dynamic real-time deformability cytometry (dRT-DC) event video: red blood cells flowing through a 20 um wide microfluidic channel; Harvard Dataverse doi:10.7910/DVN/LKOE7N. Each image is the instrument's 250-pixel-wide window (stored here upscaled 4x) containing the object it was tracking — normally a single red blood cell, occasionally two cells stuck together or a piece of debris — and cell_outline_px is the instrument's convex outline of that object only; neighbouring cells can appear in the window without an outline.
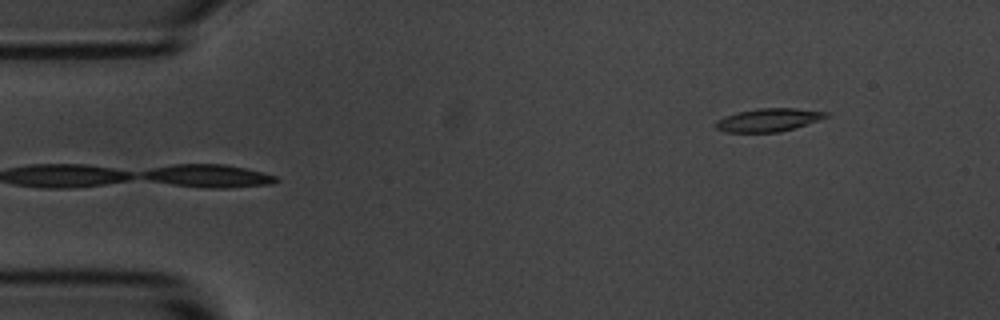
{"species": "common noctule bat (a hibernating species)", "species_latin": "Nyctalus noctula", "temperature_condition": "room temperature", "stored_images_in_passage": 5, "segment_of_instrument_passage": [2, 2], "camera_frame_rate_fps": 3000, "um_per_image_px": 0.085, "animal": {"sex": "male", "body_mass_g": 20.1, "forearm_length_mm": 53.5}, "frame": {"image": 1, "passage_image": 5, "time_ms": 5.333, "image_size_px": [1000, 320], "cell_outline_px": [[832, 116], [780, 132], [724, 132], [716, 128], [716, 120], [724, 116], [756, 108], [792, 108], [828, 112]], "centroid_in_image_um": [65.33, 10.19], "position_along_channel_um": 19.7, "area_um2": 14.8}}